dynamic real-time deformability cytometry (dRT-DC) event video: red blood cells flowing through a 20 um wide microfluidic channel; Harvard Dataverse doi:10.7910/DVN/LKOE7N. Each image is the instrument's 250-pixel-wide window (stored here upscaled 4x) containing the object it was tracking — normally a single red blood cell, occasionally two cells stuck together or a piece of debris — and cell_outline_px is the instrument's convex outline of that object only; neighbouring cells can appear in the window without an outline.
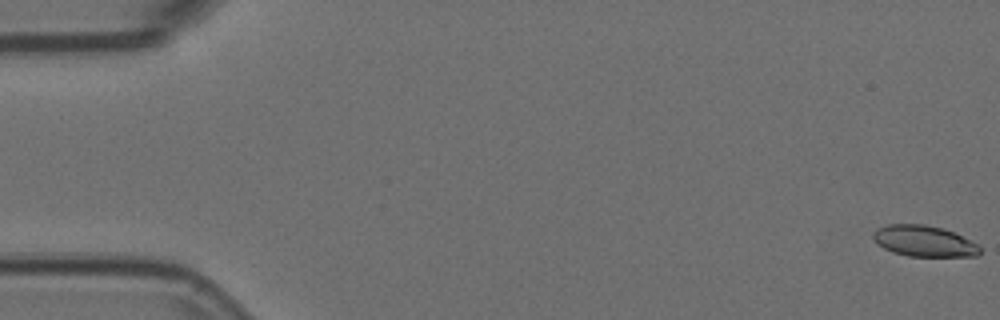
{"species": "Egyptian fruit bat (a non-hibernating species)", "species_latin": "Rousettus aegyptiacus", "temperature_condition": "room temperature", "stored_images_in_passage": 4, "camera_frame_rate_fps": 3000, "um_per_image_px": 0.085, "animal": {"sex": "female"}, "frame": {"image": 1, "passage_image": 1, "time_ms": 0.0, "image_size_px": [1000, 320], "cell_outline_px": [[980, 252], [976, 256], [908, 256], [892, 252], [876, 244], [872, 236], [872, 232], [876, 228], [888, 224], [924, 224], [944, 228], [956, 232], [976, 244], [980, 248]], "centroid_in_image_um": [78.5, 20.48], "position_along_channel_um": 6.5, "area_um2": 19.48}}
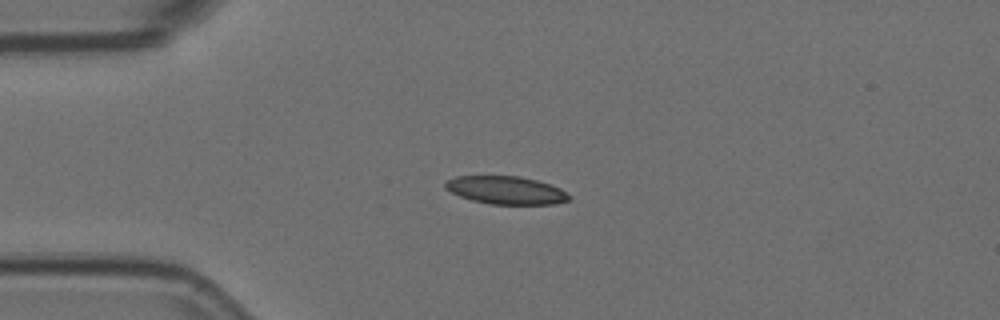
{"frame": {"image": 2, "passage_image": 4, "time_ms": 1.0, "image_size_px": [1000, 320], "cell_outline_px": [[572, 196], [568, 200], [552, 204], [488, 204], [472, 200], [460, 196], [444, 188], [444, 180], [456, 176], [520, 176], [536, 180], [560, 188]], "centroid_in_image_um": [42.97, 16.16], "position_along_channel_um": 42.0, "area_um2": 20.17}}